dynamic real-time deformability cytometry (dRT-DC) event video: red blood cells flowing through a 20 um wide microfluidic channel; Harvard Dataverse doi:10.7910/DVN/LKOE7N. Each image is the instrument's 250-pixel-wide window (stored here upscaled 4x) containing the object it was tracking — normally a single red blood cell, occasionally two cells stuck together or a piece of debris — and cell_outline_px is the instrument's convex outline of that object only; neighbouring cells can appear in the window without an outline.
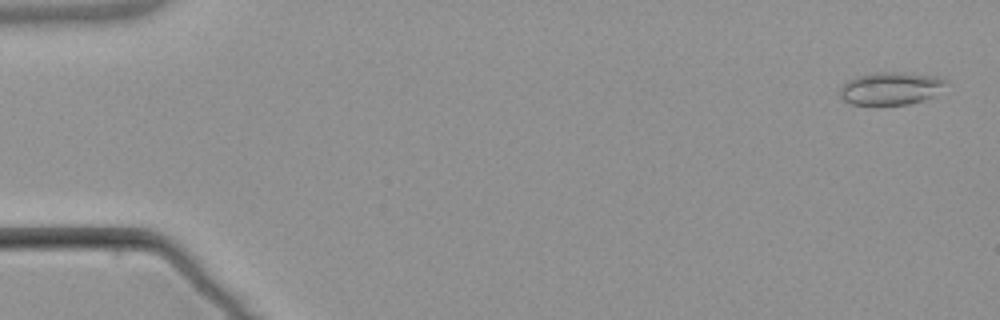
{"species": "common noctule bat (a hibernating species)", "species_latin": "Nyctalus noctula", "temperature_condition": "warm", "stored_images_in_passage": 4, "camera_frame_rate_fps": 3000, "um_per_image_px": 0.085, "animal": {"sex": "male", "body_mass_g": 21.5, "forearm_length_mm": 52.0}, "frame": {"image": 1, "passage_image": 1, "time_ms": 0.0, "image_size_px": [1000, 320], "cell_outline_px": [[948, 80], [936, 96], [924, 100], [908, 104], [852, 104], [844, 100], [840, 96], [840, 88], [848, 80], [856, 76], [876, 72], [892, 72], [940, 76]], "centroid_in_image_um": [75.75, 7.51], "position_along_channel_um": 9.3, "area_um2": 20.17}}